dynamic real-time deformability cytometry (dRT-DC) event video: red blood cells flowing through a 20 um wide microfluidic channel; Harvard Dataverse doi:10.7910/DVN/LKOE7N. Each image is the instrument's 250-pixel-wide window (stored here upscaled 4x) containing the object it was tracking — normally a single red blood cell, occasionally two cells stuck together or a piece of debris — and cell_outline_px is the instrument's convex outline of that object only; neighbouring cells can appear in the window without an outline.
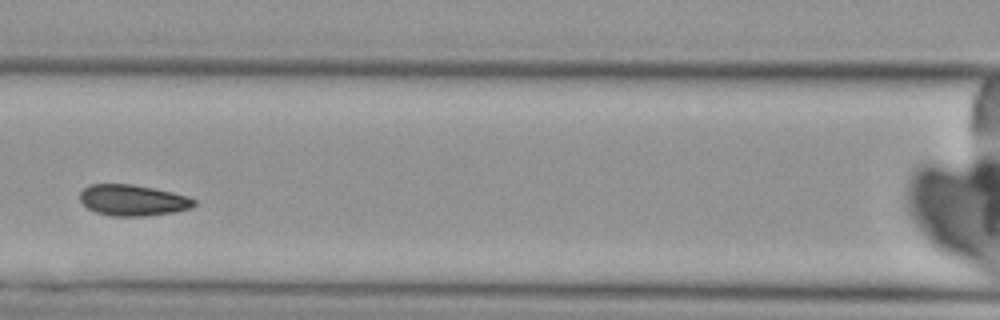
{"species": "Egyptian fruit bat (a non-hibernating species)", "species_latin": "Rousettus aegyptiacus", "temperature_condition": "cold", "stored_images_in_passage": 6, "camera_frame_rate_fps": 3000, "um_per_image_px": 0.085, "animal": {"sex": "female"}, "frame": {"image": 1, "passage_image": 3, "time_ms": 2.333, "image_size_px": [1000, 320], "cell_outline_px": [[196, 204], [192, 208], [172, 212], [144, 216], [108, 216], [96, 212], [88, 208], [80, 200], [80, 192], [84, 188], [92, 184], [132, 184], [172, 192], [188, 196], [196, 200]], "centroid_in_image_um": [11.29, 17.02], "position_along_channel_um": 155.3, "area_um2": 20.63}}
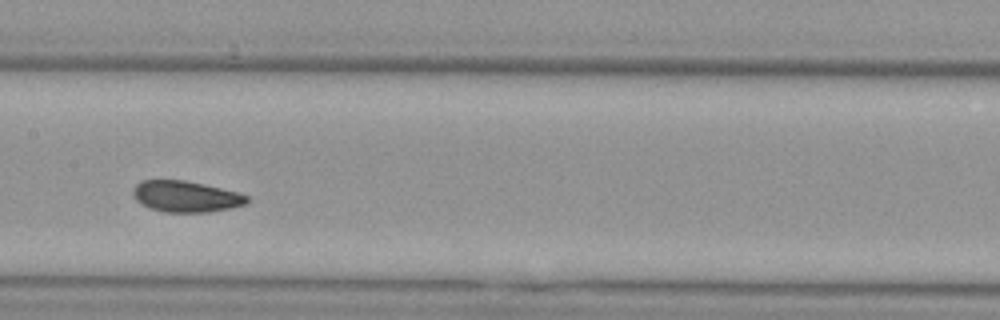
{"frame": {"image": 2, "passage_image": 4, "time_ms": 3.333, "image_size_px": [1000, 320], "cell_outline_px": [[248, 200], [244, 204], [232, 208], [208, 212], [164, 212], [148, 208], [136, 200], [132, 192], [132, 188], [140, 180], [184, 180], [204, 184], [236, 192], [248, 196]], "centroid_in_image_um": [15.75, 16.7], "position_along_channel_um": 191.7, "area_um2": 20.69}}